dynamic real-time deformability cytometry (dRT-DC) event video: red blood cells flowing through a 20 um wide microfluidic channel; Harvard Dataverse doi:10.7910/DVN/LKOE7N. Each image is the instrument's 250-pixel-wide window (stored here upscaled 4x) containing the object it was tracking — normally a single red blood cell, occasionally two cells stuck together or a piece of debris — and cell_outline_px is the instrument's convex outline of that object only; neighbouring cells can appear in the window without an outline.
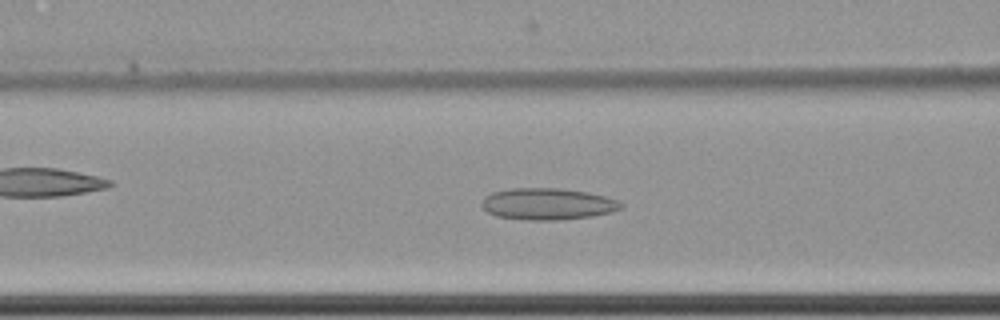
{"species": "common noctule bat (a hibernating species)", "species_latin": "Nyctalus noctula", "temperature_condition": "cold", "stored_images_in_passage": 37, "camera_frame_rate_fps": 3000, "um_per_image_px": 0.085, "animal": {"sex": "female", "body_mass_g": 22.7, "forearm_length_mm": 54.2}, "frame": {"image": 1, "passage_image": 19, "time_ms": 6.0, "image_size_px": [1000, 320], "cell_outline_px": [[624, 204], [620, 208], [612, 212], [592, 216], [556, 220], [528, 220], [496, 216], [488, 212], [480, 204], [484, 196], [492, 192], [508, 188], [560, 188], [588, 192], [604, 196], [616, 200]], "centroid_in_image_um": [46.51, 17.33], "position_along_channel_um": 120.1, "area_um2": 25.72}}
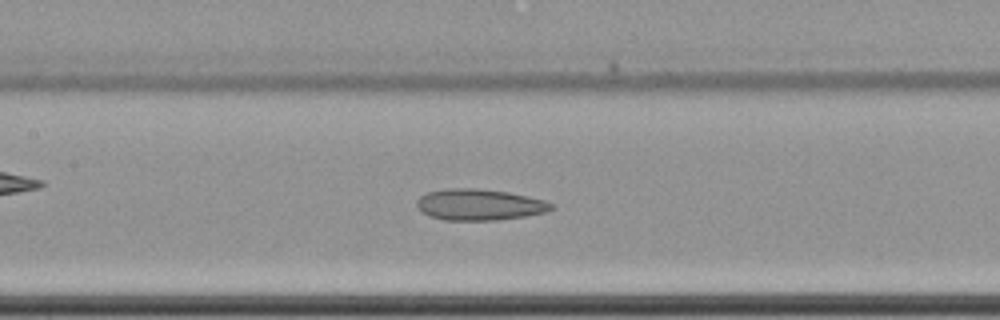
{"frame": {"image": 2, "passage_image": 23, "time_ms": 7.333, "image_size_px": [1000, 320], "cell_outline_px": [[556, 208], [544, 212], [524, 216], [496, 220], [444, 220], [432, 216], [424, 212], [416, 204], [416, 200], [420, 196], [428, 192], [444, 188], [472, 188], [508, 192], [528, 196], [544, 200], [552, 204]], "centroid_in_image_um": [40.75, 17.39], "position_along_channel_um": 166.6, "area_um2": 24.28}}